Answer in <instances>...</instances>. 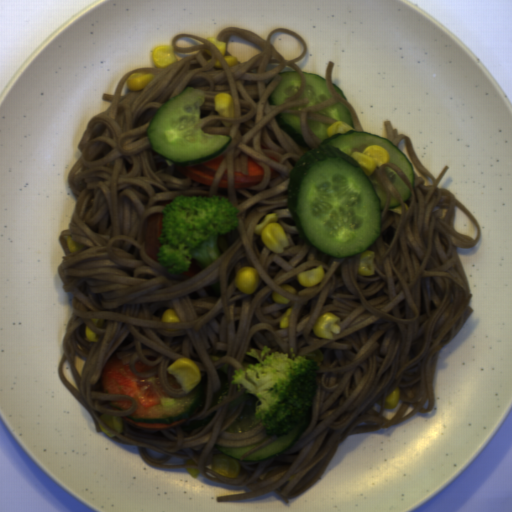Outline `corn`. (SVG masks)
Listing matches in <instances>:
<instances>
[{
    "label": "corn",
    "instance_id": "22",
    "mask_svg": "<svg viewBox=\"0 0 512 512\" xmlns=\"http://www.w3.org/2000/svg\"><path fill=\"white\" fill-rule=\"evenodd\" d=\"M186 470L189 473V475L194 479L197 478L199 474H201L197 467H186Z\"/></svg>",
    "mask_w": 512,
    "mask_h": 512
},
{
    "label": "corn",
    "instance_id": "23",
    "mask_svg": "<svg viewBox=\"0 0 512 512\" xmlns=\"http://www.w3.org/2000/svg\"><path fill=\"white\" fill-rule=\"evenodd\" d=\"M99 427H100L102 433L107 435L109 438H113L114 436H116V435L112 434L110 431H108L100 422H99Z\"/></svg>",
    "mask_w": 512,
    "mask_h": 512
},
{
    "label": "corn",
    "instance_id": "25",
    "mask_svg": "<svg viewBox=\"0 0 512 512\" xmlns=\"http://www.w3.org/2000/svg\"><path fill=\"white\" fill-rule=\"evenodd\" d=\"M215 69H223L222 64L219 59L216 58L215 64L212 65Z\"/></svg>",
    "mask_w": 512,
    "mask_h": 512
},
{
    "label": "corn",
    "instance_id": "24",
    "mask_svg": "<svg viewBox=\"0 0 512 512\" xmlns=\"http://www.w3.org/2000/svg\"><path fill=\"white\" fill-rule=\"evenodd\" d=\"M392 213H395V214H398V215H402V209L401 207H396V208H388Z\"/></svg>",
    "mask_w": 512,
    "mask_h": 512
},
{
    "label": "corn",
    "instance_id": "26",
    "mask_svg": "<svg viewBox=\"0 0 512 512\" xmlns=\"http://www.w3.org/2000/svg\"><path fill=\"white\" fill-rule=\"evenodd\" d=\"M184 461H185L186 464H197L195 461H193L191 459H184Z\"/></svg>",
    "mask_w": 512,
    "mask_h": 512
},
{
    "label": "corn",
    "instance_id": "17",
    "mask_svg": "<svg viewBox=\"0 0 512 512\" xmlns=\"http://www.w3.org/2000/svg\"><path fill=\"white\" fill-rule=\"evenodd\" d=\"M66 245L71 253L78 250H82L84 247V244H80L74 241L72 236H66Z\"/></svg>",
    "mask_w": 512,
    "mask_h": 512
},
{
    "label": "corn",
    "instance_id": "15",
    "mask_svg": "<svg viewBox=\"0 0 512 512\" xmlns=\"http://www.w3.org/2000/svg\"><path fill=\"white\" fill-rule=\"evenodd\" d=\"M99 417L102 418L104 421H106L109 425H111L119 433H122V431H123L122 418H120L118 416H112V415H106V414H102Z\"/></svg>",
    "mask_w": 512,
    "mask_h": 512
},
{
    "label": "corn",
    "instance_id": "8",
    "mask_svg": "<svg viewBox=\"0 0 512 512\" xmlns=\"http://www.w3.org/2000/svg\"><path fill=\"white\" fill-rule=\"evenodd\" d=\"M213 106L218 116L234 117L235 107L232 94L228 92L216 94L213 98Z\"/></svg>",
    "mask_w": 512,
    "mask_h": 512
},
{
    "label": "corn",
    "instance_id": "11",
    "mask_svg": "<svg viewBox=\"0 0 512 512\" xmlns=\"http://www.w3.org/2000/svg\"><path fill=\"white\" fill-rule=\"evenodd\" d=\"M358 274L363 276H373L375 274V253L365 250L361 253Z\"/></svg>",
    "mask_w": 512,
    "mask_h": 512
},
{
    "label": "corn",
    "instance_id": "1",
    "mask_svg": "<svg viewBox=\"0 0 512 512\" xmlns=\"http://www.w3.org/2000/svg\"><path fill=\"white\" fill-rule=\"evenodd\" d=\"M275 213L266 215L259 225H255L254 234L261 236L266 246L275 253L283 254L290 247V241L281 225L277 223Z\"/></svg>",
    "mask_w": 512,
    "mask_h": 512
},
{
    "label": "corn",
    "instance_id": "20",
    "mask_svg": "<svg viewBox=\"0 0 512 512\" xmlns=\"http://www.w3.org/2000/svg\"><path fill=\"white\" fill-rule=\"evenodd\" d=\"M85 340L89 343V342H98V338H97V334H96V331L90 329L86 324H85Z\"/></svg>",
    "mask_w": 512,
    "mask_h": 512
},
{
    "label": "corn",
    "instance_id": "2",
    "mask_svg": "<svg viewBox=\"0 0 512 512\" xmlns=\"http://www.w3.org/2000/svg\"><path fill=\"white\" fill-rule=\"evenodd\" d=\"M167 373L175 378L176 384L180 385L184 393H189L202 380L197 365L191 360L179 357L167 368Z\"/></svg>",
    "mask_w": 512,
    "mask_h": 512
},
{
    "label": "corn",
    "instance_id": "12",
    "mask_svg": "<svg viewBox=\"0 0 512 512\" xmlns=\"http://www.w3.org/2000/svg\"><path fill=\"white\" fill-rule=\"evenodd\" d=\"M206 39L208 41H210L211 43H213L218 48V50L221 52V54L229 68L233 67L235 65H238V63H239L238 57L233 56V55H226L227 54V45L224 41H219L217 38H213V37H209Z\"/></svg>",
    "mask_w": 512,
    "mask_h": 512
},
{
    "label": "corn",
    "instance_id": "21",
    "mask_svg": "<svg viewBox=\"0 0 512 512\" xmlns=\"http://www.w3.org/2000/svg\"><path fill=\"white\" fill-rule=\"evenodd\" d=\"M280 288L283 290V291H286V292H289L291 294H297V291H296V288L293 287L291 284H286V283H282L280 285Z\"/></svg>",
    "mask_w": 512,
    "mask_h": 512
},
{
    "label": "corn",
    "instance_id": "3",
    "mask_svg": "<svg viewBox=\"0 0 512 512\" xmlns=\"http://www.w3.org/2000/svg\"><path fill=\"white\" fill-rule=\"evenodd\" d=\"M365 172L372 175L376 168L390 161L389 154L382 146L369 145L365 147L363 152L353 151L350 155Z\"/></svg>",
    "mask_w": 512,
    "mask_h": 512
},
{
    "label": "corn",
    "instance_id": "7",
    "mask_svg": "<svg viewBox=\"0 0 512 512\" xmlns=\"http://www.w3.org/2000/svg\"><path fill=\"white\" fill-rule=\"evenodd\" d=\"M152 61L157 68H165L177 62L175 49L172 45L156 46L151 53Z\"/></svg>",
    "mask_w": 512,
    "mask_h": 512
},
{
    "label": "corn",
    "instance_id": "4",
    "mask_svg": "<svg viewBox=\"0 0 512 512\" xmlns=\"http://www.w3.org/2000/svg\"><path fill=\"white\" fill-rule=\"evenodd\" d=\"M342 326L340 317L333 312H327L321 315L314 328L315 335L318 338L334 340L337 335H340Z\"/></svg>",
    "mask_w": 512,
    "mask_h": 512
},
{
    "label": "corn",
    "instance_id": "6",
    "mask_svg": "<svg viewBox=\"0 0 512 512\" xmlns=\"http://www.w3.org/2000/svg\"><path fill=\"white\" fill-rule=\"evenodd\" d=\"M211 467L212 471L227 479L239 477L241 470L240 464L235 458L221 453L214 454Z\"/></svg>",
    "mask_w": 512,
    "mask_h": 512
},
{
    "label": "corn",
    "instance_id": "9",
    "mask_svg": "<svg viewBox=\"0 0 512 512\" xmlns=\"http://www.w3.org/2000/svg\"><path fill=\"white\" fill-rule=\"evenodd\" d=\"M154 76L152 72L137 71L127 79V87L132 93H138L149 85Z\"/></svg>",
    "mask_w": 512,
    "mask_h": 512
},
{
    "label": "corn",
    "instance_id": "18",
    "mask_svg": "<svg viewBox=\"0 0 512 512\" xmlns=\"http://www.w3.org/2000/svg\"><path fill=\"white\" fill-rule=\"evenodd\" d=\"M292 310L293 308H289L282 316H281V319H280V328H287L288 326H290V317H291V313H292Z\"/></svg>",
    "mask_w": 512,
    "mask_h": 512
},
{
    "label": "corn",
    "instance_id": "13",
    "mask_svg": "<svg viewBox=\"0 0 512 512\" xmlns=\"http://www.w3.org/2000/svg\"><path fill=\"white\" fill-rule=\"evenodd\" d=\"M355 130L351 125L347 124L344 121L333 122L330 126L327 127L326 131L329 137L334 134H346L347 131Z\"/></svg>",
    "mask_w": 512,
    "mask_h": 512
},
{
    "label": "corn",
    "instance_id": "16",
    "mask_svg": "<svg viewBox=\"0 0 512 512\" xmlns=\"http://www.w3.org/2000/svg\"><path fill=\"white\" fill-rule=\"evenodd\" d=\"M180 317L175 312L174 309H165L162 317H161V323H180Z\"/></svg>",
    "mask_w": 512,
    "mask_h": 512
},
{
    "label": "corn",
    "instance_id": "5",
    "mask_svg": "<svg viewBox=\"0 0 512 512\" xmlns=\"http://www.w3.org/2000/svg\"><path fill=\"white\" fill-rule=\"evenodd\" d=\"M234 283L238 291L249 296L260 287L261 279L255 268L245 266L238 270Z\"/></svg>",
    "mask_w": 512,
    "mask_h": 512
},
{
    "label": "corn",
    "instance_id": "14",
    "mask_svg": "<svg viewBox=\"0 0 512 512\" xmlns=\"http://www.w3.org/2000/svg\"><path fill=\"white\" fill-rule=\"evenodd\" d=\"M401 390L400 387H395L384 400V408L394 409L400 400Z\"/></svg>",
    "mask_w": 512,
    "mask_h": 512
},
{
    "label": "corn",
    "instance_id": "10",
    "mask_svg": "<svg viewBox=\"0 0 512 512\" xmlns=\"http://www.w3.org/2000/svg\"><path fill=\"white\" fill-rule=\"evenodd\" d=\"M297 279L301 286L306 287H311L322 283L324 279V268L321 264L315 269L302 271L298 274Z\"/></svg>",
    "mask_w": 512,
    "mask_h": 512
},
{
    "label": "corn",
    "instance_id": "19",
    "mask_svg": "<svg viewBox=\"0 0 512 512\" xmlns=\"http://www.w3.org/2000/svg\"><path fill=\"white\" fill-rule=\"evenodd\" d=\"M271 296H272V299L274 301V303H279V304H288L290 303V299L281 295L280 293H278L277 291H272L271 293Z\"/></svg>",
    "mask_w": 512,
    "mask_h": 512
}]
</instances>
